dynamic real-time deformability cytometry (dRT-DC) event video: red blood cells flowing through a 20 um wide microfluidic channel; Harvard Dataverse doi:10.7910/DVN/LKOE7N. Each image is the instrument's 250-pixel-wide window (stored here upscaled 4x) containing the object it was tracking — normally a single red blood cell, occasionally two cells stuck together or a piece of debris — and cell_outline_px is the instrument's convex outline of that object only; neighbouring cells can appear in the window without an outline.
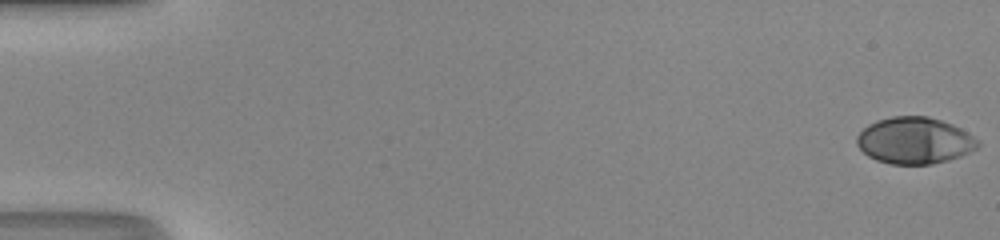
{"species": "human", "species_latin": "Homo sapiens", "temperature_condition": "room temperature", "stored_images_in_passage": 51, "camera_frame_rate_fps": 3000, "um_per_image_px": 0.085, "donor": {"sex": "male"}, "frame": {"image": 1, "passage_image": 1, "time_ms": 0.0, "image_size_px": [1000, 240], "cell_outline_px": [[980, 144], [976, 148], [960, 156], [948, 160], [932, 164], [892, 164], [876, 160], [868, 156], [856, 144], [856, 136], [868, 124], [876, 120], [892, 116], [928, 116], [952, 124], [968, 132], [980, 140]], "centroid_in_image_um": [77.73, 11.94], "position_along_channel_um": 7.3, "area_um2": 32.95}}
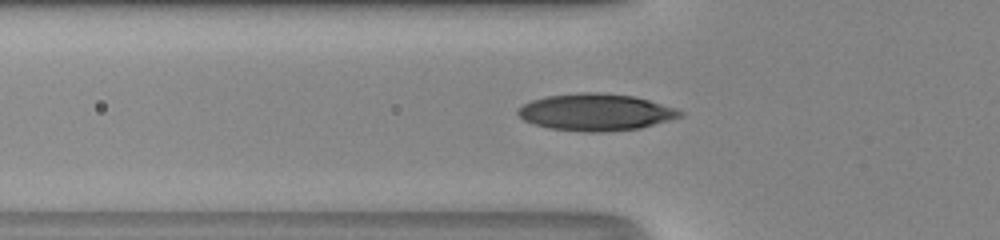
{"frame": {"image": 2, "passage_image": 19, "time_ms": 6.0, "image_size_px": [1000, 240], "cell_outline_px": [[684, 116], [672, 120], [640, 128], [604, 132], [584, 132], [548, 128], [524, 120], [516, 112], [524, 104], [532, 100], [548, 96], [580, 92], [592, 92], [632, 96], [648, 100], [676, 108], [684, 112]], "centroid_in_image_um": [50.68, 9.55], "position_along_channel_um": 75.1, "area_um2": 34.74}}
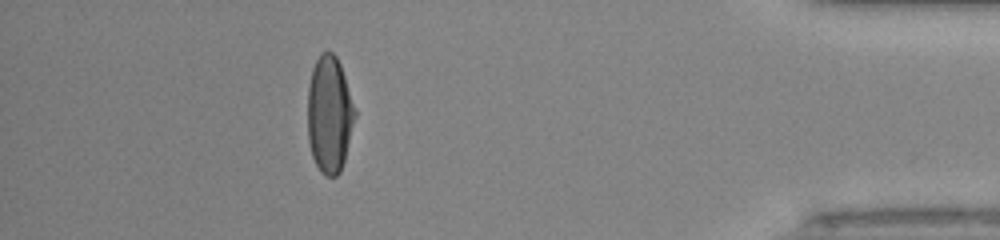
{"frame": {"image": 3, "passage_image": 46, "time_ms": 15.0, "image_size_px": [1000, 240], "cell_outline_px": [[356, 116], [344, 160], [340, 172], [336, 176], [324, 176], [320, 172], [312, 156], [308, 140], [308, 84], [312, 68], [320, 52], [328, 48], [336, 56], [340, 64], [356, 108]], "centroid_in_image_um": [28.0, 9.69], "position_along_channel_um": 407.2, "area_um2": 32.6}, "authors_computed_cell_mechanics": {"area_um2": 32.7726, "velocity_mm_per_s": 4.2214, "shape_relaxation_time_tau1_ms": 4.7857, "shape_relaxation_time_tau2_ms": null, "deformation_change_tau1": 0.2295, "deformation_change_tau2": null}}